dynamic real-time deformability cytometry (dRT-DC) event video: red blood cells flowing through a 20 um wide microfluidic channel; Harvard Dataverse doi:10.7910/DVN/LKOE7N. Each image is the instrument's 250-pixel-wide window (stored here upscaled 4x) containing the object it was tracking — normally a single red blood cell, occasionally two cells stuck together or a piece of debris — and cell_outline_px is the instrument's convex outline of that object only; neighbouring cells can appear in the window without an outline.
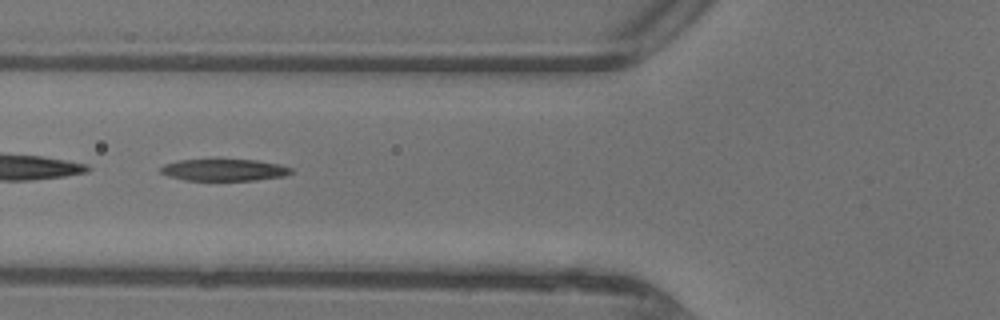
{"species": "common noctule bat (a hibernating species)", "species_latin": "Nyctalus noctula", "temperature_condition": "warm", "stored_images_in_passage": 31, "camera_frame_rate_fps": 3000, "um_per_image_px": 0.085, "animal": {"sex": "female"}, "frame": {"image": 1, "passage_image": 4, "time_ms": 1.0, "image_size_px": [1000, 320], "cell_outline_px": [[292, 172], [284, 176], [256, 180], [184, 180], [168, 176], [160, 172], [160, 168], [164, 164], [180, 160], [256, 160], [280, 164], [292, 168]], "centroid_in_image_um": [19.05, 14.45], "position_along_channel_um": 106.7, "area_um2": 16.47}}
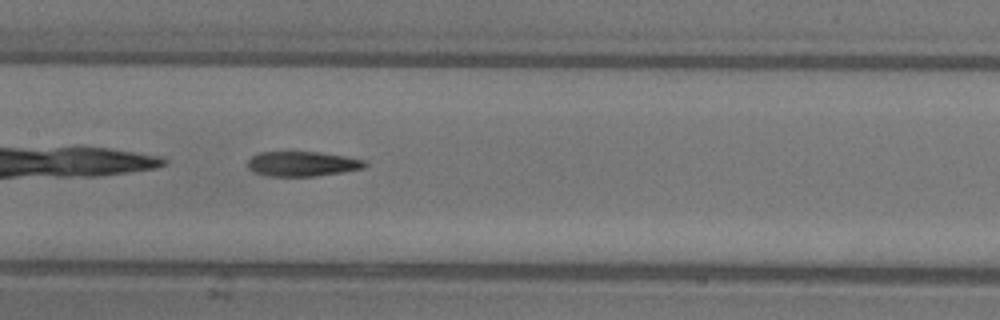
{"frame": {"image": 2, "passage_image": 9, "time_ms": 2.667, "image_size_px": [1000, 320], "cell_outline_px": [[368, 164], [364, 168], [340, 172], [312, 176], [268, 176], [252, 172], [248, 168], [248, 160], [252, 156], [260, 152], [320, 152], [344, 156], [364, 160]], "centroid_in_image_um": [25.66, 13.92], "position_along_channel_um": 181.7, "area_um2": 16.88}}
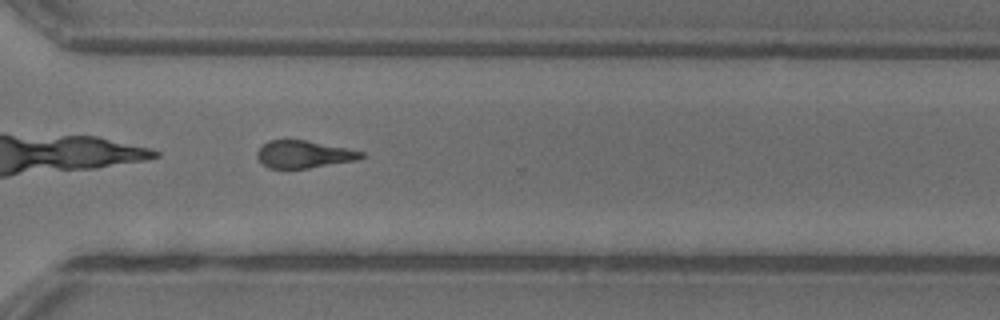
{"frame": {"image": 3, "passage_image": 20, "time_ms": 6.333, "image_size_px": [1000, 320], "cell_outline_px": [[364, 156], [356, 160], [308, 168], [268, 168], [256, 156], [256, 152], [268, 140], [308, 140], [364, 152]], "centroid_in_image_um": [25.81, 13.11], "position_along_channel_um": 344.8, "area_um2": 16.42}, "authors_computed_cell_mechanics": {"area_um2": 17.3978, "velocity_mm_per_s": 4.4621, "shape_relaxation_time_tau1_ms": 5.623, "shape_relaxation_time_tau2_ms": 4.7488, "deformation_change_tau1": 0.2167, "deformation_change_tau2": 0.1839}}